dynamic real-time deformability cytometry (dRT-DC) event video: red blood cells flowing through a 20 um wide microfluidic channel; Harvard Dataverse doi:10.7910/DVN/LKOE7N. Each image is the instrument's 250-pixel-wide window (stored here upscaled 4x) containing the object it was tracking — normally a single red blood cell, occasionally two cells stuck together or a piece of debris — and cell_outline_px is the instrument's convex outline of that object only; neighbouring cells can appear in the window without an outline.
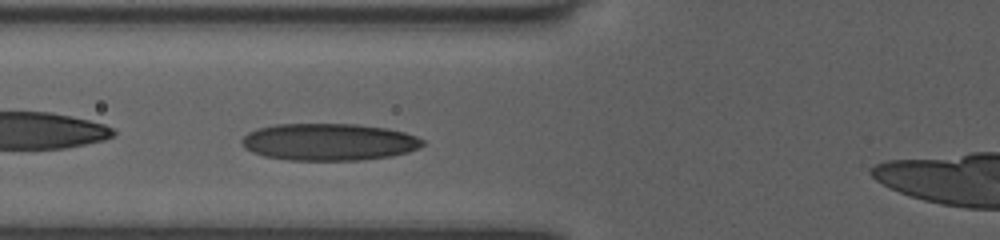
{"species": "human", "species_latin": "Homo sapiens", "temperature_condition": "room temperature", "stored_images_in_passage": 30, "camera_frame_rate_fps": 3000, "um_per_image_px": 0.085, "donor": {"sex": "female"}, "frame": {"image": 1, "passage_image": 3, "time_ms": 0.667, "image_size_px": [1000, 240], "cell_outline_px": [[424, 144], [420, 148], [408, 152], [392, 156], [364, 160], [288, 160], [264, 156], [252, 152], [244, 148], [240, 144], [240, 140], [248, 132], [260, 128], [276, 124], [356, 124], [388, 128], [404, 132], [416, 136], [424, 140]], "centroid_in_image_um": [27.96, 12.07], "position_along_channel_um": 97.8, "area_um2": 39.36}}
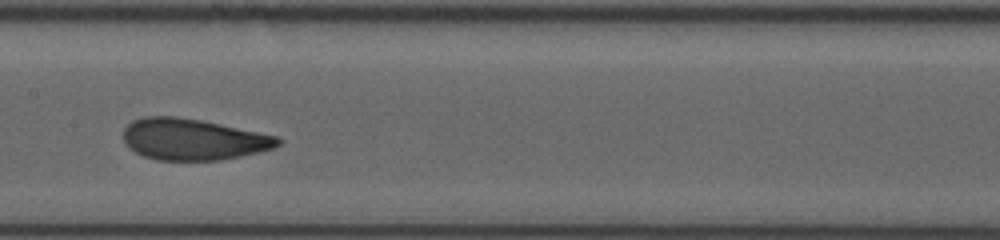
{"frame": {"image": 2, "passage_image": 10, "time_ms": 3.0, "image_size_px": [1000, 240], "cell_outline_px": [[280, 144], [272, 148], [240, 156], [220, 160], [156, 160], [144, 156], [128, 148], [124, 144], [124, 128], [132, 120], [144, 116], [176, 116], [200, 120], [280, 136]], "centroid_in_image_um": [16.38, 11.84], "position_along_channel_um": 191.0, "area_um2": 37.22}}
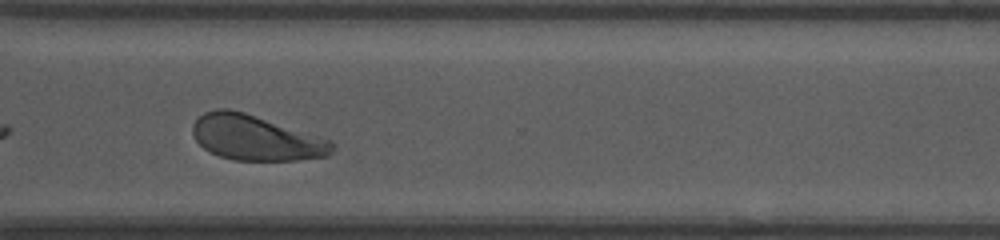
{"frame": {"image": 3, "passage_image": 22, "time_ms": 7.0, "image_size_px": [1000, 240], "cell_outline_px": [[336, 144], [332, 152], [328, 156], [296, 160], [232, 160], [220, 156], [204, 148], [196, 140], [192, 132], [192, 124], [204, 112], [216, 108], [228, 108], [244, 112], [332, 140]], "centroid_in_image_um": [21.75, 11.71], "position_along_channel_um": 348.8, "area_um2": 36.7}}